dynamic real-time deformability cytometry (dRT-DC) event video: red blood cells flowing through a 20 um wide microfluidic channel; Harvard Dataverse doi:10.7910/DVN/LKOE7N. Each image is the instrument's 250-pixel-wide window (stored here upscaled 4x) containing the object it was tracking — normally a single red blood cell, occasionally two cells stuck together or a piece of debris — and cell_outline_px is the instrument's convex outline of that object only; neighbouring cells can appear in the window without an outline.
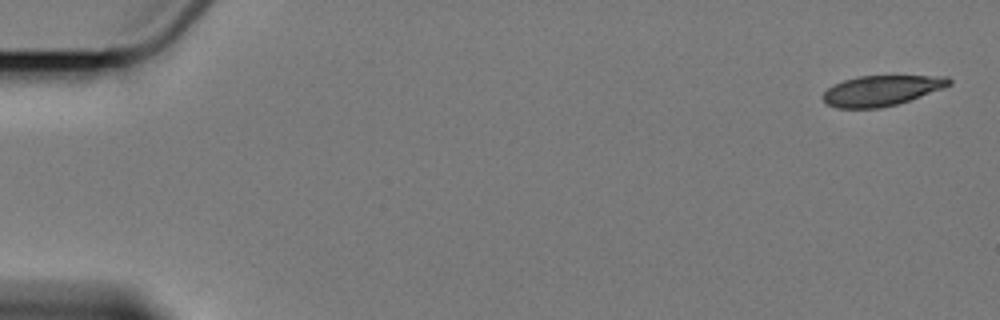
{"species": "Egyptian fruit bat (a non-hibernating species)", "species_latin": "Rousettus aegyptiacus", "temperature_condition": "cold", "stored_images_in_passage": 7, "camera_frame_rate_fps": 3000, "um_per_image_px": 0.085, "animal": {"sex": "female"}, "frame": {"image": 1, "passage_image": 1, "time_ms": 0.0, "image_size_px": [1000, 320], "cell_outline_px": [[952, 84], [944, 88], [896, 104], [880, 108], [836, 108], [828, 104], [820, 96], [828, 88], [844, 80], [860, 76], [948, 76], [952, 80]], "centroid_in_image_um": [74.93, 7.7], "position_along_channel_um": 10.1, "area_um2": 22.14}}
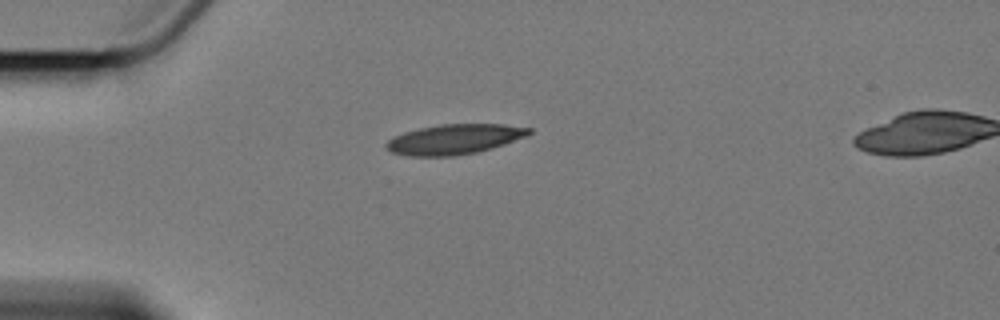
{"frame": {"image": 2, "passage_image": 5, "time_ms": 4.667, "image_size_px": [1000, 320], "cell_outline_px": [[532, 132], [524, 136], [504, 144], [476, 152], [452, 156], [408, 156], [392, 152], [384, 144], [388, 140], [404, 132], [420, 128], [440, 124], [504, 124], [532, 128]], "centroid_in_image_um": [38.61, 11.83], "position_along_channel_um": 46.4, "area_um2": 24.68}}
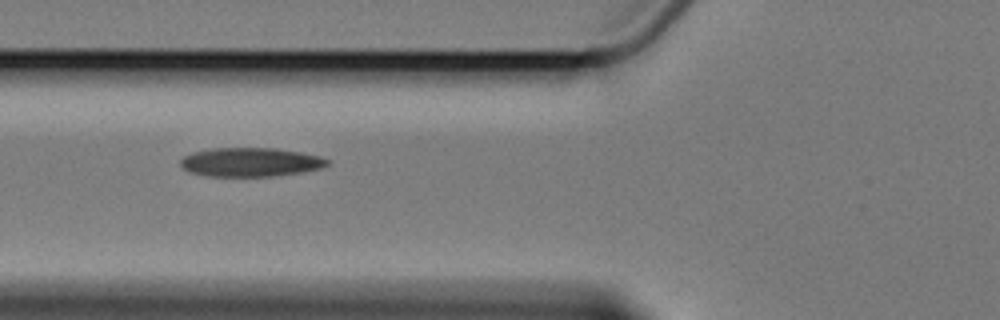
{"frame": {"image": 3, "passage_image": 7, "time_ms": 7.0, "image_size_px": [1000, 320], "cell_outline_px": [[332, 164], [320, 168], [300, 172], [276, 176], [208, 176], [192, 172], [184, 168], [180, 164], [180, 160], [184, 156], [192, 152], [212, 148], [276, 148], [300, 152], [320, 156], [332, 160]], "centroid_in_image_um": [21.34, 13.77], "position_along_channel_um": 104.5, "area_um2": 24.8}}